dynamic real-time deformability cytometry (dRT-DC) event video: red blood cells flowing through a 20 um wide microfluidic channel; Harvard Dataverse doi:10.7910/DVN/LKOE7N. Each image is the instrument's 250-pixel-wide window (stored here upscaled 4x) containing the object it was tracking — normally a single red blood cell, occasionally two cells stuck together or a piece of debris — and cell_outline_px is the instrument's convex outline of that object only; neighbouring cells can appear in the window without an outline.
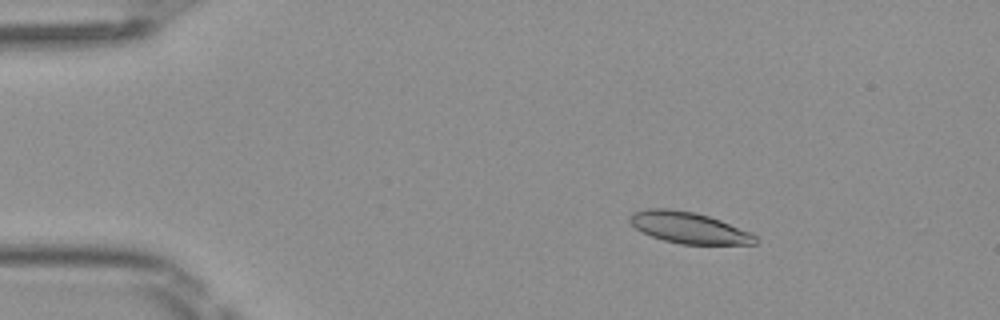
{"species": "Egyptian fruit bat (a non-hibernating species)", "species_latin": "Rousettus aegyptiacus", "temperature_condition": "room temperature", "stored_images_in_passage": 44, "camera_frame_rate_fps": 3000, "um_per_image_px": 0.085, "frame": {"image": 1, "passage_image": 7, "time_ms": 2.0, "image_size_px": [1000, 320], "cell_outline_px": [[756, 244], [680, 244], [664, 240], [652, 236], [636, 228], [628, 220], [628, 216], [632, 212], [648, 208], [668, 208], [696, 212], [720, 220], [752, 232], [756, 236]], "centroid_in_image_um": [58.54, 19.34], "position_along_channel_um": 26.5, "area_um2": 22.89}}
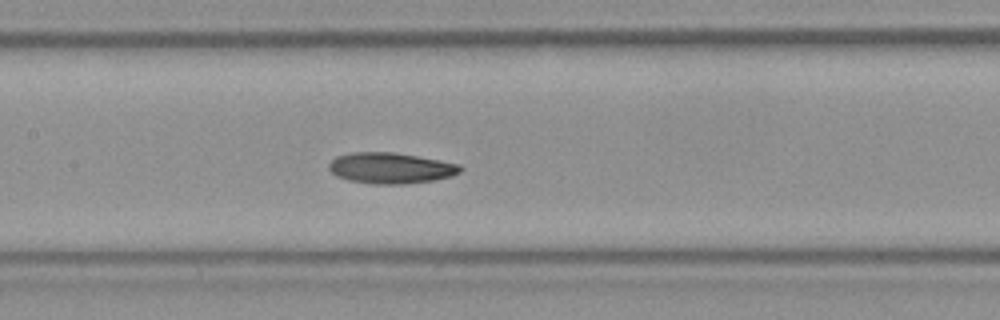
{"frame": {"image": 2, "passage_image": 23, "time_ms": 7.333, "image_size_px": [1000, 320], "cell_outline_px": [[464, 168], [460, 172], [452, 176], [436, 180], [404, 184], [372, 184], [348, 180], [336, 176], [328, 168], [328, 164], [336, 156], [352, 152], [396, 152], [440, 160], [460, 164]], "centroid_in_image_um": [33.22, 14.28], "position_along_channel_um": 174.2, "area_um2": 23.93}}
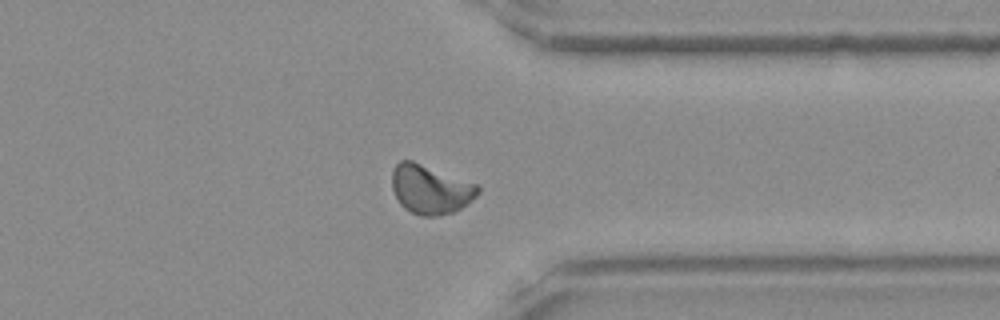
{"frame": {"image": 3, "passage_image": 38, "time_ms": 12.333, "image_size_px": [1000, 320], "cell_outline_px": [[480, 192], [472, 200], [460, 208], [452, 212], [436, 216], [420, 216], [404, 208], [400, 204], [392, 188], [392, 168], [400, 160], [412, 160], [476, 184], [480, 188]], "centroid_in_image_um": [36.56, 16.09], "position_along_channel_um": 374.8, "area_um2": 24.39}, "authors_computed_cell_mechanics": {"area_um2": 23.3223, "velocity_mm_per_s": 4.0846, "shape_relaxation_time_tau1_ms": 5.3614, "shape_relaxation_time_tau2_ms": 2.6392, "deformation_change_tau1": 0.1361, "deformation_change_tau2": 0.0797}}